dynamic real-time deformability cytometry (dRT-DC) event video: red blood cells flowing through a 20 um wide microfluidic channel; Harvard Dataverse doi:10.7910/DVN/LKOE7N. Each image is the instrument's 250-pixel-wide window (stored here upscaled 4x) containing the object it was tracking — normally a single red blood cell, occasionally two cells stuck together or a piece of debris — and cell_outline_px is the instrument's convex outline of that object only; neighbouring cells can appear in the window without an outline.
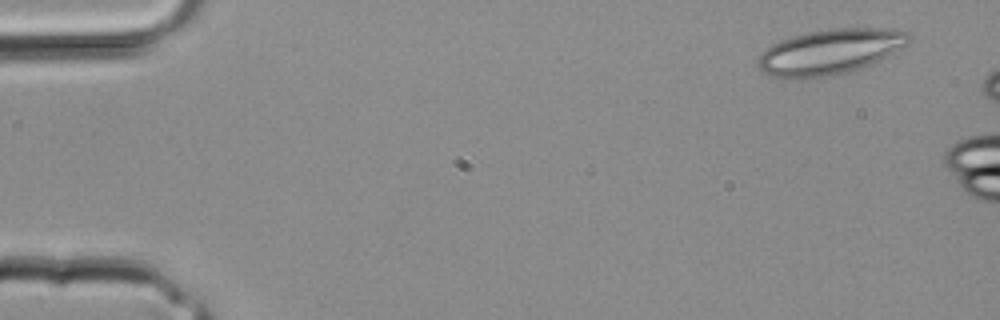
{"species": "common noctule bat (a hibernating species)", "species_latin": "Nyctalus noctula", "temperature_condition": "room temperature", "stored_images_in_passage": 2, "camera_frame_rate_fps": 3000, "um_per_image_px": 0.085, "animal": {"sex": "male", "body_mass_g": 20.4}, "frame": {"image": 1, "passage_image": 1, "time_ms": 0.0, "image_size_px": [1000, 320], "cell_outline_px": [[912, 40], [908, 44], [872, 64], [852, 72], [804, 80], [784, 80], [768, 76], [756, 64], [756, 60], [772, 44], [780, 40], [792, 36], [812, 32], [836, 28], [888, 28], [908, 32], [912, 36]], "centroid_in_image_um": [70.54, 4.44], "position_along_channel_um": 14.5, "area_um2": 40.4}}